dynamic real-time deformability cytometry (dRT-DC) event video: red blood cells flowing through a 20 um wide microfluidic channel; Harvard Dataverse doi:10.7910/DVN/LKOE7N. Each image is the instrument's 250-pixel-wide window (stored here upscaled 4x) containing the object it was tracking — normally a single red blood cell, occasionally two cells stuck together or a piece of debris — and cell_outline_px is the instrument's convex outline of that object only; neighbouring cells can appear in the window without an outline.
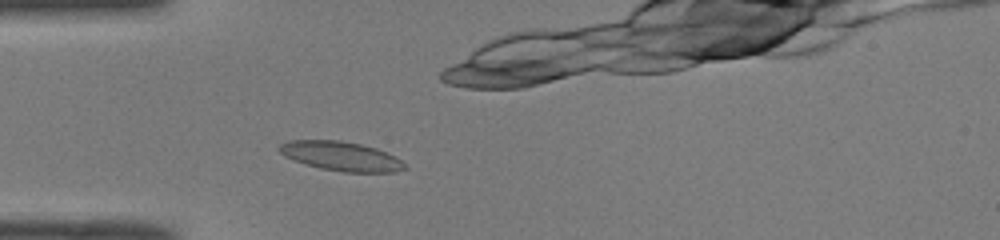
{"species": "common noctule bat (a hibernating species)", "species_latin": "Nyctalus noctula", "temperature_condition": "room temperature", "stored_images_in_passage": 42, "camera_frame_rate_fps": 3000, "um_per_image_px": 0.085, "animal": {"sex": "male", "body_mass_g": 19.0, "forearm_length_mm": 50.8}, "frame": {"image": 1, "passage_image": 6, "time_ms": 1.667, "image_size_px": [1000, 240], "cell_outline_px": [[408, 168], [396, 172], [344, 172], [320, 168], [304, 164], [292, 160], [284, 156], [276, 148], [280, 144], [288, 140], [340, 140], [360, 144], [376, 148], [388, 152], [408, 164]], "centroid_in_image_um": [29.0, 13.28], "position_along_channel_um": 56.0, "area_um2": 21.73}}
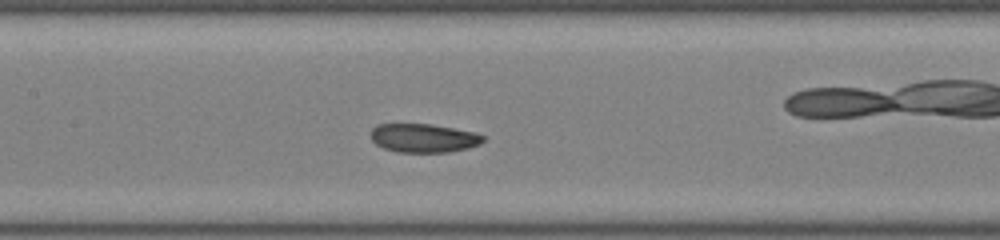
{"frame": {"image": 2, "passage_image": 15, "time_ms": 4.667, "image_size_px": [1000, 240], "cell_outline_px": [[484, 140], [480, 144], [468, 148], [448, 152], [396, 152], [384, 148], [376, 144], [372, 140], [372, 128], [376, 124], [428, 124], [476, 132], [484, 136]], "centroid_in_image_um": [36.01, 11.74], "position_along_channel_um": 171.4, "area_um2": 18.73}}
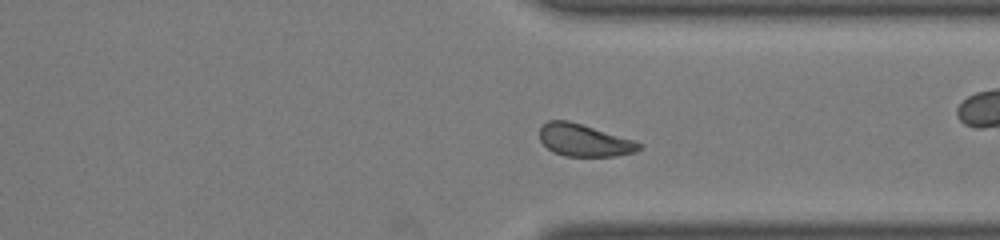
{"frame": {"image": 3, "passage_image": 29, "time_ms": 9.333, "image_size_px": [1000, 240], "cell_outline_px": [[644, 144], [636, 152], [616, 156], [564, 156], [552, 152], [540, 140], [540, 128], [548, 120], [568, 120], [632, 140]], "centroid_in_image_um": [49.63, 11.93], "position_along_channel_um": 361.8, "area_um2": 18.5}, "authors_computed_cell_mechanics": {"area_um2": 19.652, "velocity_mm_per_s": 4.0669, "shape_relaxation_time_tau1_ms": 8.8388, "shape_relaxation_time_tau2_ms": 1.9507, "deformation_change_tau1": 0.1733, "deformation_change_tau2": 0.0757}}